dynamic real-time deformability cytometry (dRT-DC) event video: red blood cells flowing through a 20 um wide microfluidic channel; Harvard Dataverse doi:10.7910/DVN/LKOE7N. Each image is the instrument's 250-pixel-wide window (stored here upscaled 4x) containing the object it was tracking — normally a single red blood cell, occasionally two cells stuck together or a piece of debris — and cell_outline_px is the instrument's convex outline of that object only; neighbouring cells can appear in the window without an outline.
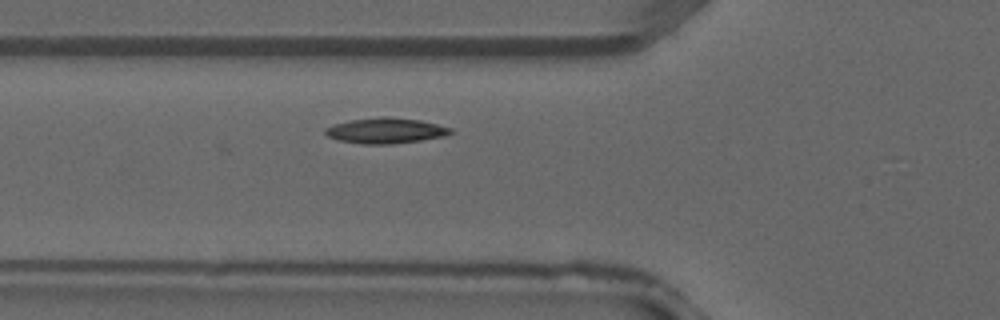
{"species": "common noctule bat (a hibernating species)", "species_latin": "Nyctalus noctula", "temperature_condition": "warm", "stored_images_in_passage": 3, "camera_frame_rate_fps": 3000, "um_per_image_px": 0.085, "animal": {"sex": "male", "forearm_length_mm": 52.5}, "frame": {"image": 1, "passage_image": 3, "time_ms": 0.667, "image_size_px": [1000, 320], "cell_outline_px": [[456, 132], [444, 136], [420, 140], [392, 144], [360, 144], [336, 140], [328, 136], [324, 132], [324, 128], [336, 124], [352, 120], [380, 116], [384, 116], [420, 120], [452, 128]], "centroid_in_image_um": [32.79, 11.11], "position_along_channel_um": 93.0, "area_um2": 18.67}}